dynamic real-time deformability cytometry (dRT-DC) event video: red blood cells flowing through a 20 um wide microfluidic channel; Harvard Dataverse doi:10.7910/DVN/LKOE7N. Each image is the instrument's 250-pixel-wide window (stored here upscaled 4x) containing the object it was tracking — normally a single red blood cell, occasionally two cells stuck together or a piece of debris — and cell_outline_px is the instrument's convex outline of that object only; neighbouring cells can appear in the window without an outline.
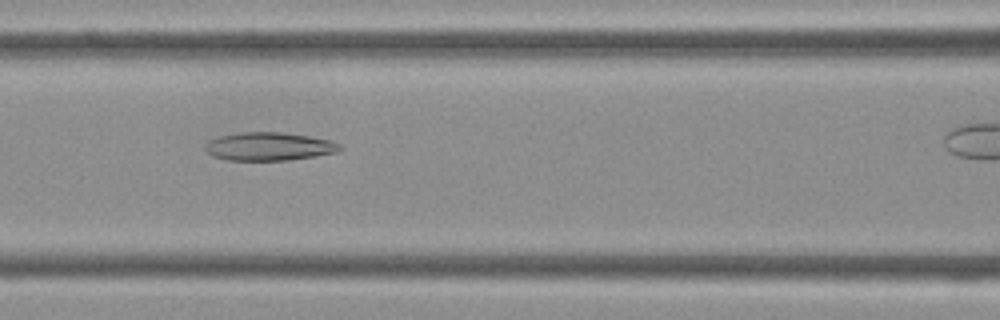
{"species": "Egyptian fruit bat (a non-hibernating species)", "species_latin": "Rousettus aegyptiacus", "temperature_condition": "cold", "stored_images_in_passage": 31, "camera_frame_rate_fps": 3000, "um_per_image_px": 0.085, "frame": {"image": 1, "passage_image": 14, "time_ms": 4.333, "image_size_px": [1000, 320], "cell_outline_px": [[344, 148], [336, 152], [316, 156], [288, 160], [228, 160], [212, 156], [204, 148], [204, 144], [208, 140], [220, 136], [244, 132], [280, 132], [308, 136], [332, 140], [340, 144]], "centroid_in_image_um": [22.87, 12.45], "position_along_channel_um": 143.7, "area_um2": 22.2}}
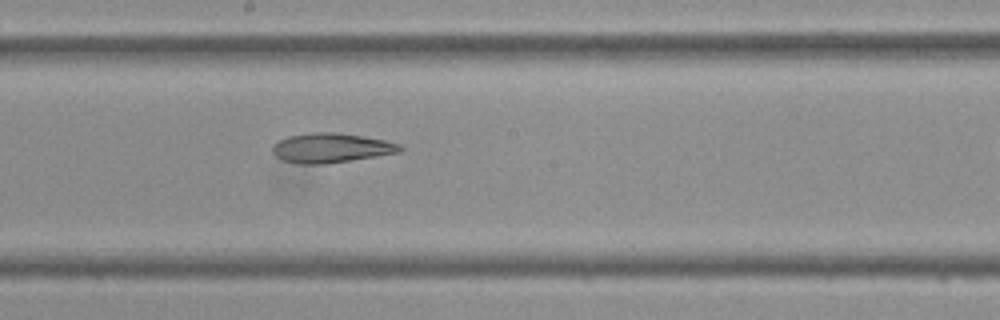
{"frame": {"image": 2, "passage_image": 19, "time_ms": 6.0, "image_size_px": [1000, 320], "cell_outline_px": [[404, 148], [400, 152], [376, 156], [324, 164], [300, 164], [284, 160], [276, 156], [272, 152], [272, 148], [280, 140], [288, 136], [312, 132], [336, 132], [364, 136], [384, 140], [400, 144]], "centroid_in_image_um": [28.16, 12.56], "position_along_channel_um": 220.0, "area_um2": 21.79}}
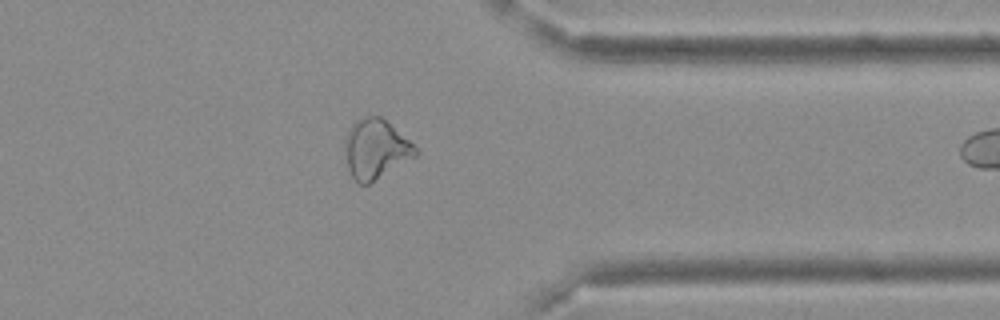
{"frame": {"image": 3, "passage_image": 30, "time_ms": 9.667, "image_size_px": [1000, 320], "cell_outline_px": [[420, 152], [416, 156], [368, 184], [360, 184], [352, 176], [348, 168], [344, 144], [344, 136], [352, 124], [356, 120], [364, 116], [380, 116], [408, 140]], "centroid_in_image_um": [31.9, 12.66], "position_along_channel_um": 379.5, "area_um2": 24.1}}